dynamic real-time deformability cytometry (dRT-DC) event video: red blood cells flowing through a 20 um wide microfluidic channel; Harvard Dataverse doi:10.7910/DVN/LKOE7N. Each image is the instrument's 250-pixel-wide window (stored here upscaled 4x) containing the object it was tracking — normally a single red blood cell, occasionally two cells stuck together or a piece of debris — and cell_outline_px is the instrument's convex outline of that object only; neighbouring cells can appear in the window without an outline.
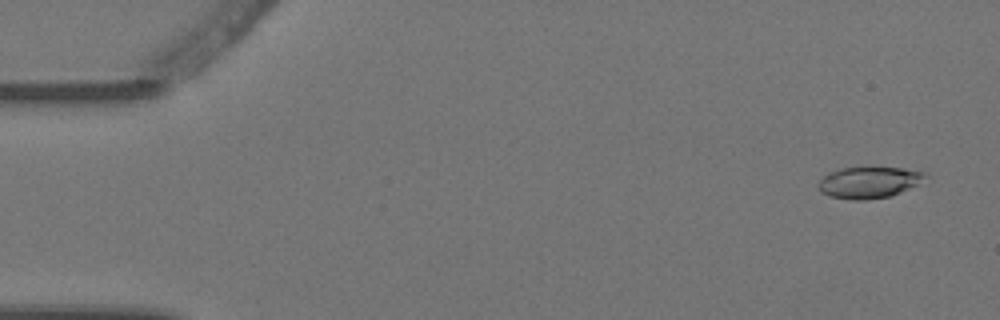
{"species": "Egyptian fruit bat (a non-hibernating species)", "species_latin": "Rousettus aegyptiacus", "temperature_condition": "warm", "stored_images_in_passage": 4, "camera_frame_rate_fps": 3000, "um_per_image_px": 0.085, "animal": {"sex": "female"}, "frame": {"image": 1, "passage_image": 1, "time_ms": 0.0, "image_size_px": [1000, 320], "cell_outline_px": [[928, 176], [916, 184], [900, 192], [888, 196], [864, 200], [852, 200], [832, 196], [820, 192], [816, 184], [828, 172], [840, 168], [872, 164], [904, 168], [928, 172]], "centroid_in_image_um": [73.84, 15.43], "position_along_channel_um": 11.2, "area_um2": 20.29}}